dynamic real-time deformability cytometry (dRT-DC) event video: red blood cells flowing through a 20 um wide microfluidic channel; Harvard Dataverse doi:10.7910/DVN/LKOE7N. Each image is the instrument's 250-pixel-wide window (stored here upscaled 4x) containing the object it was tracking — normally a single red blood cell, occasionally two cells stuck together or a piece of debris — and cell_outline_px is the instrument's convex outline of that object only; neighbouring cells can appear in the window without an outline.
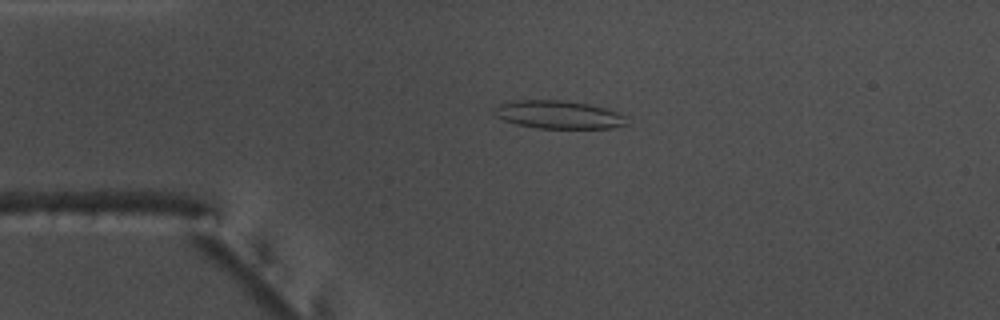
{"species": "common noctule bat (a hibernating species)", "species_latin": "Nyctalus noctula", "temperature_condition": "warm", "stored_images_in_passage": 54, "camera_frame_rate_fps": 3000, "um_per_image_px": 0.085, "animal": {"sex": "male", "body_mass_g": 17.5, "forearm_length_mm": 52.3}, "frame": {"image": 1, "passage_image": 12, "time_ms": 3.667, "image_size_px": [1000, 320], "cell_outline_px": [[628, 124], [612, 128], [536, 128], [516, 124], [504, 120], [496, 116], [496, 108], [500, 104], [516, 100], [564, 100], [588, 104], [604, 108], [628, 116]], "centroid_in_image_um": [47.53, 9.75], "position_along_channel_um": 37.5, "area_um2": 21.56}}
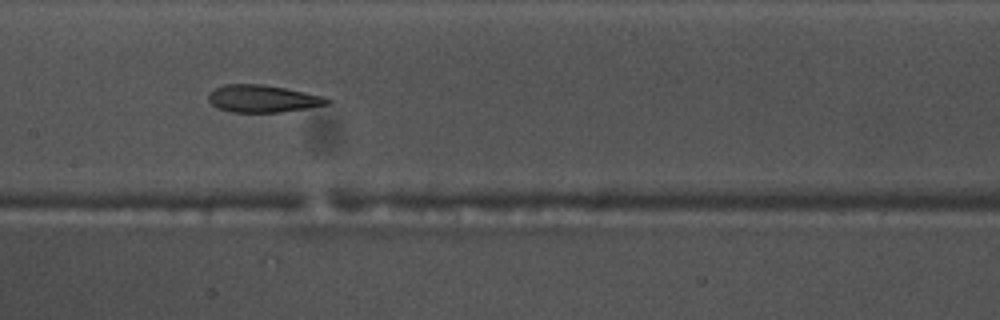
{"frame": {"image": 2, "passage_image": 26, "time_ms": 8.333, "image_size_px": [1000, 320], "cell_outline_px": [[332, 104], [280, 112], [228, 112], [216, 108], [208, 100], [208, 96], [216, 88], [224, 84], [264, 84], [324, 96], [332, 100]], "centroid_in_image_um": [22.35, 8.39], "position_along_channel_um": 185.0, "area_um2": 18.96}}
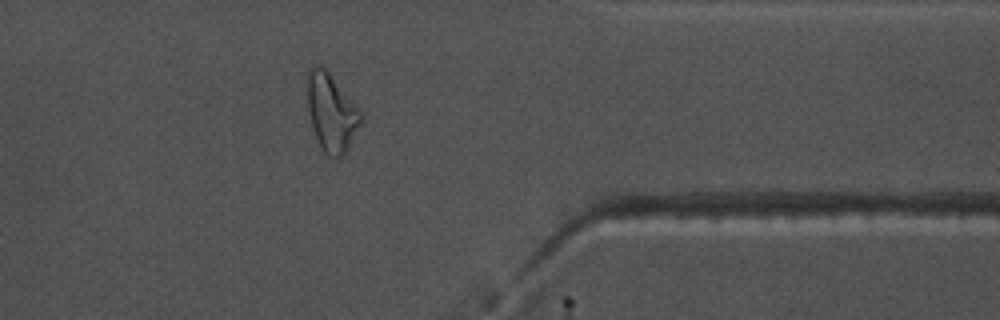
{"frame": {"image": 3, "passage_image": 43, "time_ms": 14.0, "image_size_px": [1000, 320], "cell_outline_px": [[364, 116], [344, 156], [336, 160], [328, 156], [320, 148], [312, 128], [308, 112], [308, 68], [312, 64], [320, 64], [328, 72], [360, 108]], "centroid_in_image_um": [28.17, 9.59], "position_along_channel_um": 383.2, "area_um2": 24.57}, "authors_computed_cell_mechanics": {"area_um2": 21.097, "velocity_mm_per_s": 3.7611, "shape_relaxation_time_tau1_ms": null, "shape_relaxation_time_tau2_ms": 2.5425, "deformation_change_tau1": null, "deformation_change_tau2": 0.1216}}